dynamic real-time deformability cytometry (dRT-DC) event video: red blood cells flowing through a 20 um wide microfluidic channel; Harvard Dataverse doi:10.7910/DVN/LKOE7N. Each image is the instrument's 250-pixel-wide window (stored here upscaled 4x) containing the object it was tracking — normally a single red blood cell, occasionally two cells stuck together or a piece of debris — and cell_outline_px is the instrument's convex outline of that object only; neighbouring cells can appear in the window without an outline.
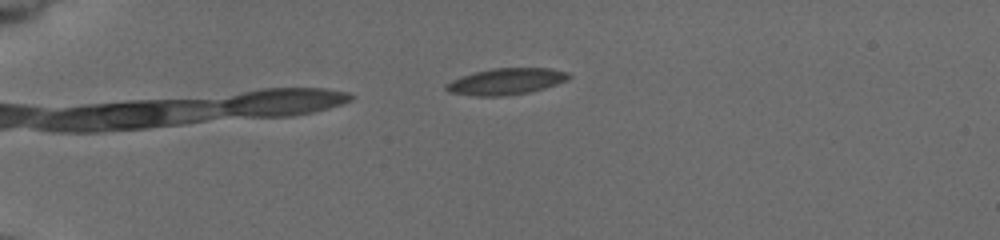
{"species": "common noctule bat (a hibernating species)", "species_latin": "Nyctalus noctula", "temperature_condition": "cold", "stored_images_in_passage": 5, "camera_frame_rate_fps": 3000, "um_per_image_px": 0.085, "animal": {"sex": "female", "body_mass_g": 19.5, "forearm_length_mm": 54.1}, "frame": {"image": 1, "passage_image": 1, "time_ms": 0.0, "image_size_px": [1000, 240], "cell_outline_px": [[572, 76], [568, 80], [544, 88], [528, 92], [500, 96], [476, 96], [448, 92], [444, 88], [444, 84], [460, 76], [492, 68], [552, 68], [568, 72]], "centroid_in_image_um": [43.01, 6.91], "position_along_channel_um": 42.0, "area_um2": 18.9}}